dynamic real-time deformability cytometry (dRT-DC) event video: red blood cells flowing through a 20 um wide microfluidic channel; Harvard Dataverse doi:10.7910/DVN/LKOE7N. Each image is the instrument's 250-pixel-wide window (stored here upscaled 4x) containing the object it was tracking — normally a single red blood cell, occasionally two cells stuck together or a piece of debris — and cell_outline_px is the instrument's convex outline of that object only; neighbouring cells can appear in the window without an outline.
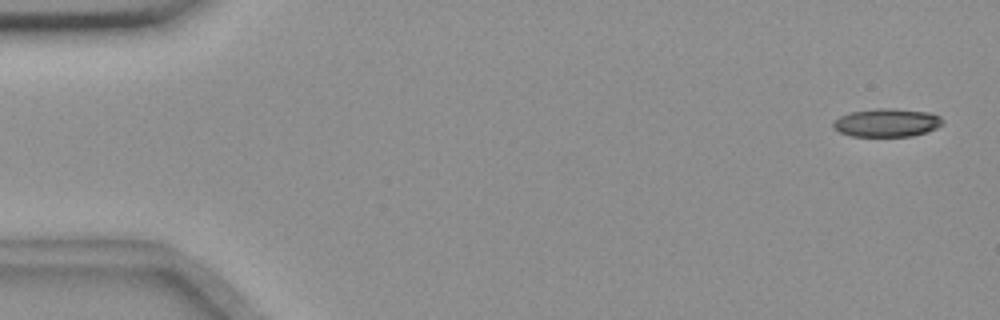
{"species": "common noctule bat (a hibernating species)", "species_latin": "Nyctalus noctula", "temperature_condition": "room temperature", "stored_images_in_passage": 5, "camera_frame_rate_fps": 3000, "um_per_image_px": 0.085, "animal": {"sex": "female", "body_mass_g": 18.4}, "frame": {"image": 1, "passage_image": 1, "time_ms": 0.0, "image_size_px": [1000, 320], "cell_outline_px": [[944, 124], [928, 132], [912, 136], [852, 136], [840, 132], [832, 128], [832, 120], [848, 112], [876, 108], [896, 108], [932, 112], [940, 116], [944, 120]], "centroid_in_image_um": [75.39, 10.41], "position_along_channel_um": 9.6, "area_um2": 18.5}}